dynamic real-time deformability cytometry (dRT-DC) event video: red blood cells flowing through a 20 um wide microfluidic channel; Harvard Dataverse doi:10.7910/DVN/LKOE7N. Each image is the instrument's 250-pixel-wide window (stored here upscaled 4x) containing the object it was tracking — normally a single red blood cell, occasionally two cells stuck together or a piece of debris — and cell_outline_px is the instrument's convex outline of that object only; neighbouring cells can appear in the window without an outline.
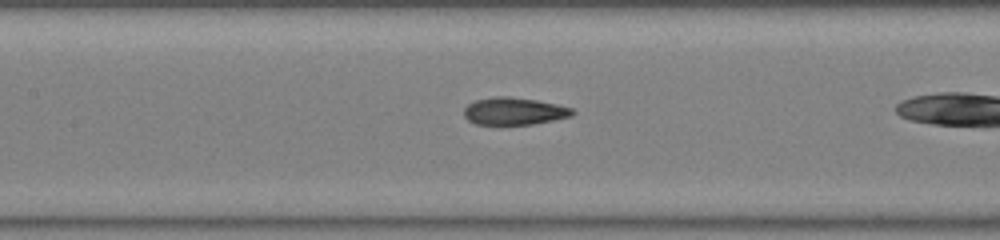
{"species": "common noctule bat (a hibernating species)", "species_latin": "Nyctalus noctula", "temperature_condition": "warm", "stored_images_in_passage": 35, "camera_frame_rate_fps": 3000, "um_per_image_px": 0.085, "animal": {"sex": "male", "body_mass_g": 19.0, "forearm_length_mm": 50.8}, "frame": {"image": 1, "passage_image": 20, "time_ms": 6.333, "image_size_px": [1000, 240], "cell_outline_px": [[576, 112], [572, 116], [532, 124], [476, 124], [468, 120], [464, 116], [464, 108], [468, 104], [476, 100], [492, 96], [508, 96], [536, 100], [556, 104], [572, 108]], "centroid_in_image_um": [43.69, 9.44], "position_along_channel_um": 163.7, "area_um2": 17.22}}